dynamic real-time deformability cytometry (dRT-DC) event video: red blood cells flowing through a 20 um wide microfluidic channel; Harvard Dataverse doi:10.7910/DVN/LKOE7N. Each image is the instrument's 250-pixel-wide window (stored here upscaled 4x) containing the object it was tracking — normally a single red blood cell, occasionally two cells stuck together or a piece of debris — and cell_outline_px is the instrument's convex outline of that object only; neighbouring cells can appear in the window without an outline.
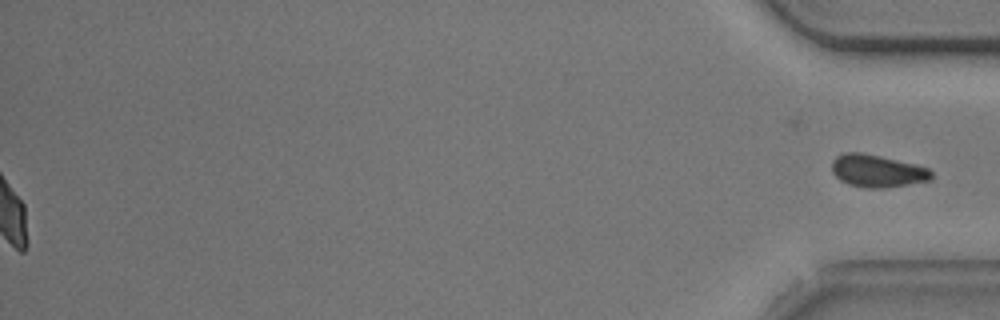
{"species": "common noctule bat (a hibernating species)", "species_latin": "Nyctalus noctula", "temperature_condition": "cold", "stored_images_in_passage": 55, "segment_of_instrument_passage": [2, 2], "camera_frame_rate_fps": 3000, "um_per_image_px": 0.085, "animal": {"sex": "male", "body_mass_g": 20.5, "forearm_length_mm": 52.5}, "frame": {"image": 1, "passage_image": 55, "time_ms": 18.0, "image_size_px": [1000, 320], "cell_outline_px": [[932, 176], [928, 180], [884, 188], [864, 188], [848, 184], [840, 180], [832, 172], [832, 160], [836, 156], [844, 152], [860, 152], [880, 156], [916, 164], [928, 168], [932, 172]], "centroid_in_image_um": [74.52, 14.52], "position_along_channel_um": 360.7, "area_um2": 18.79}}